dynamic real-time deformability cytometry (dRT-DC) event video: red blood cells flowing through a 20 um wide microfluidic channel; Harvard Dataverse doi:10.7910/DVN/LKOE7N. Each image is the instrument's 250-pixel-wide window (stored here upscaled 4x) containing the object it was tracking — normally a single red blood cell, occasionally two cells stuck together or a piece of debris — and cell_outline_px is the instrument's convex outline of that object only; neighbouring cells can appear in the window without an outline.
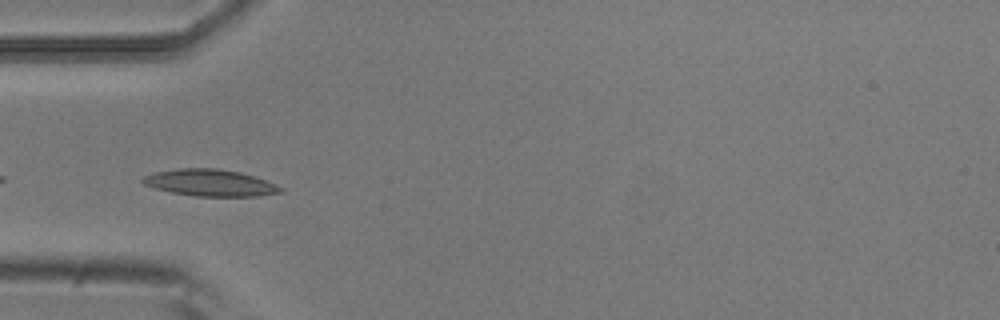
{"species": "common noctule bat (a hibernating species)", "species_latin": "Nyctalus noctula", "temperature_condition": "room temperature", "stored_images_in_passage": 10, "camera_frame_rate_fps": 3000, "um_per_image_px": 0.085, "animal": {"sex": "male", "body_mass_g": 20.5, "forearm_length_mm": 52.5}, "frame": {"image": 1, "passage_image": 5, "time_ms": 1.333, "image_size_px": [1000, 320], "cell_outline_px": [[284, 192], [260, 196], [196, 196], [172, 192], [156, 188], [144, 184], [140, 180], [144, 176], [156, 172], [176, 168], [216, 168], [240, 172], [256, 176], [276, 184], [284, 188]], "centroid_in_image_um": [17.92, 15.53], "position_along_channel_um": 67.1, "area_um2": 21.56}}
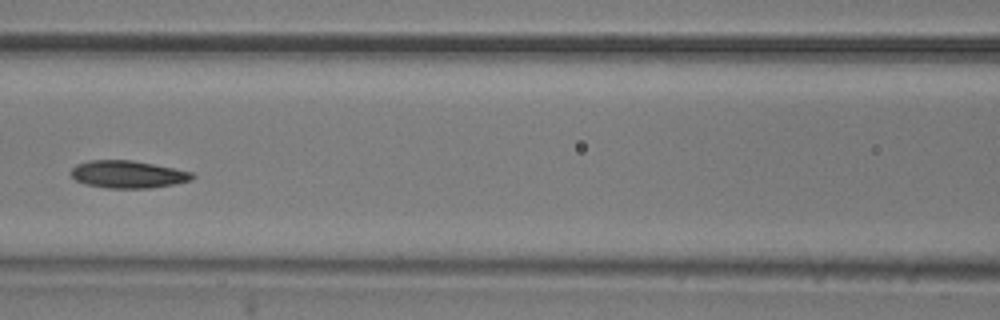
{"frame": {"image": 2, "passage_image": 7, "time_ms": 2.0, "image_size_px": [1000, 320], "cell_outline_px": [[196, 176], [192, 180], [152, 188], [108, 188], [84, 184], [76, 180], [68, 172], [76, 164], [88, 160], [132, 160], [192, 172]], "centroid_in_image_um": [10.83, 14.82], "position_along_channel_um": 155.8, "area_um2": 19.42}}
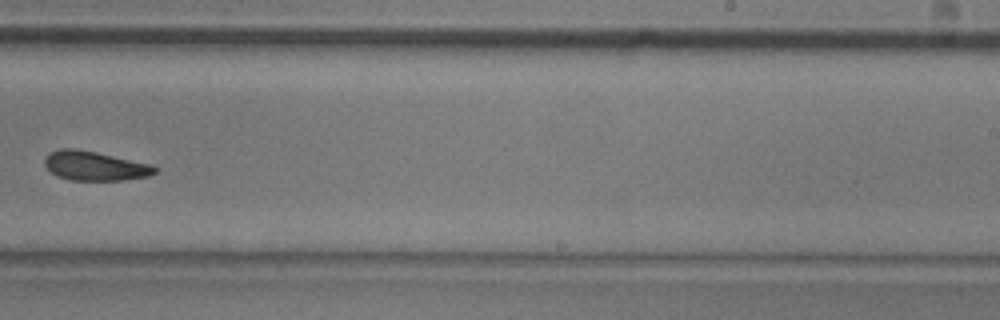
{"frame": {"image": 3, "passage_image": 10, "time_ms": 3.0, "image_size_px": [1000, 320], "cell_outline_px": [[160, 168], [156, 172], [148, 176], [124, 180], [72, 180], [56, 176], [44, 164], [44, 156], [48, 152], [60, 148], [76, 148], [96, 152], [152, 164]], "centroid_in_image_um": [8.06, 14.09], "position_along_channel_um": 280.9, "area_um2": 19.02}}